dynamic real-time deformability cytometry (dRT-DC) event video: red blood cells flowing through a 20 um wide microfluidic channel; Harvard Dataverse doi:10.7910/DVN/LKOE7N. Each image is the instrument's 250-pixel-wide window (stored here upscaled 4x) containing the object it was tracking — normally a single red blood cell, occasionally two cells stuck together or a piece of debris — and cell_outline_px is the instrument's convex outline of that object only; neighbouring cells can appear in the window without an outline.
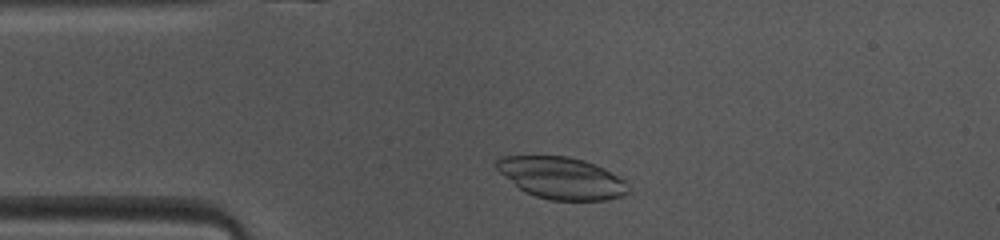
{"species": "common noctule bat (a hibernating species)", "species_latin": "Nyctalus noctula", "temperature_condition": "warm", "stored_images_in_passage": 45, "camera_frame_rate_fps": 3000, "um_per_image_px": 0.085, "animal": {"sex": "female", "body_mass_g": 10.0, "forearm_length_mm": 53.1}, "frame": {"image": 1, "passage_image": 8, "time_ms": 2.333, "image_size_px": [1000, 240], "cell_outline_px": [[632, 192], [624, 196], [608, 200], [548, 200], [524, 192], [504, 176], [496, 168], [496, 160], [504, 156], [568, 156], [584, 160], [596, 164], [604, 168], [624, 180]], "centroid_in_image_um": [47.77, 15.14], "position_along_channel_um": 37.2, "area_um2": 32.25}}
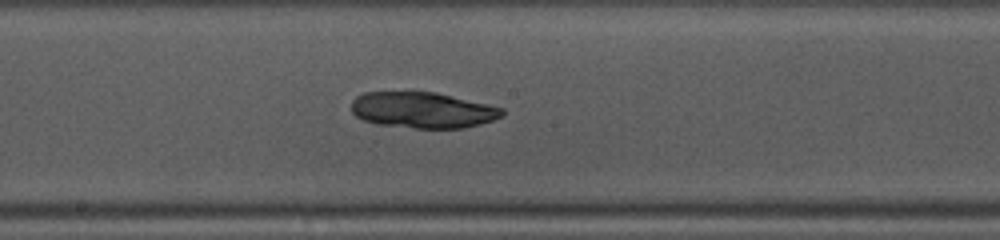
{"frame": {"image": 2, "passage_image": 22, "time_ms": 7.0, "image_size_px": [1000, 240], "cell_outline_px": [[504, 116], [480, 124], [464, 128], [416, 128], [376, 124], [364, 120], [356, 116], [352, 112], [352, 100], [356, 96], [364, 92], [436, 92], [504, 108]], "centroid_in_image_um": [35.93, 9.36], "position_along_channel_um": 212.3, "area_um2": 31.62}}
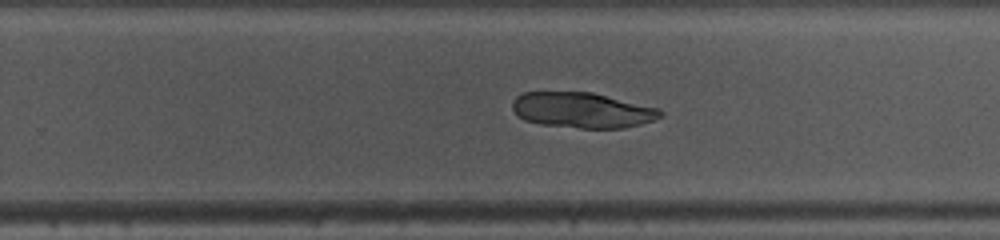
{"frame": {"image": 3, "passage_image": 27, "time_ms": 8.667, "image_size_px": [1000, 240], "cell_outline_px": [[664, 116], [656, 120], [624, 128], [580, 128], [540, 124], [524, 120], [512, 108], [512, 100], [516, 96], [524, 92], [592, 92], [660, 108], [664, 112]], "centroid_in_image_um": [49.54, 9.36], "position_along_channel_um": 280.3, "area_um2": 30.81}}